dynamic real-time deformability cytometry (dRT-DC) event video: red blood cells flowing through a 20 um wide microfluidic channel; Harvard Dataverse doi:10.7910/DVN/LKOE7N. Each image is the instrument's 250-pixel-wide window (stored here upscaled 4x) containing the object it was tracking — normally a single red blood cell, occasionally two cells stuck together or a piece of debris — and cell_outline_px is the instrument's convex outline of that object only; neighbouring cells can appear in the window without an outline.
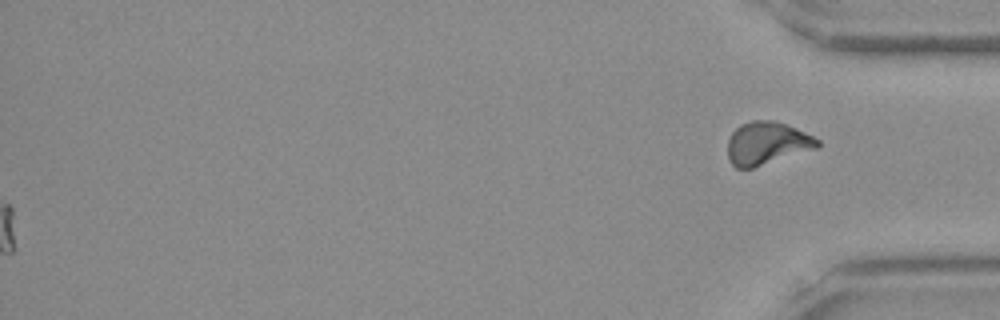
{"species": "Egyptian fruit bat (a non-hibernating species)", "species_latin": "Rousettus aegyptiacus", "temperature_condition": "room temperature", "stored_images_in_passage": 42, "segment_of_instrument_passage": [2, 2], "camera_frame_rate_fps": 3000, "um_per_image_px": 0.085, "frame": {"image": 1, "passage_image": 42, "time_ms": 13.667, "image_size_px": [1000, 320], "cell_outline_px": [[820, 144], [816, 148], [752, 168], [736, 168], [728, 160], [728, 140], [732, 132], [740, 124], [752, 120], [772, 120], [796, 128], [820, 140]], "centroid_in_image_um": [65.15, 12.17], "position_along_channel_um": 370.0, "area_um2": 22.2}}